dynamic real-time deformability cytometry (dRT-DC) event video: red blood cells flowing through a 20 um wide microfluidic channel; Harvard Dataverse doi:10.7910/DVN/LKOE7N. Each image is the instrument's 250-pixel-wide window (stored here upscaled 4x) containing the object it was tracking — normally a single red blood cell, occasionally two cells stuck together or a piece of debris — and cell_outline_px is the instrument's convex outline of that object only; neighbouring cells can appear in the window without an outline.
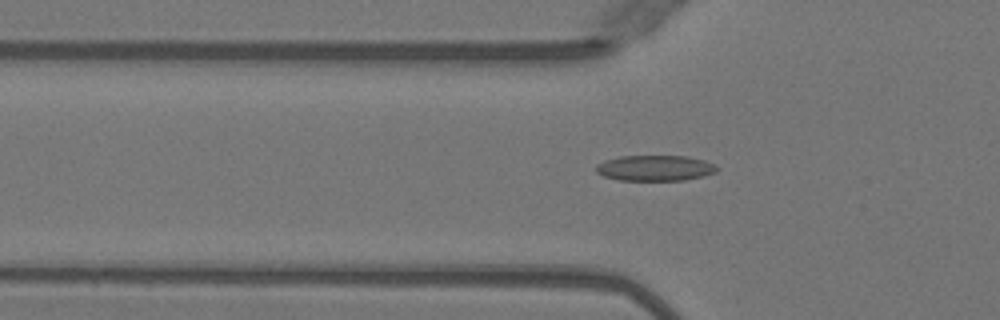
{"species": "Egyptian fruit bat (a non-hibernating species)", "species_latin": "Rousettus aegyptiacus", "temperature_condition": "warm", "stored_images_in_passage": 48, "segment_of_instrument_passage": [1, 2], "camera_frame_rate_fps": 3000, "um_per_image_px": 0.085, "animal": {"sex": "female"}, "frame": {"image": 1, "passage_image": 13, "time_ms": 4.0, "image_size_px": [1000, 320], "cell_outline_px": [[720, 168], [716, 172], [704, 176], [684, 180], [620, 180], [604, 176], [596, 172], [596, 164], [604, 160], [620, 156], [688, 156], [704, 160], [716, 164]], "centroid_in_image_um": [55.71, 14.28], "position_along_channel_um": 70.1, "area_um2": 18.21}}
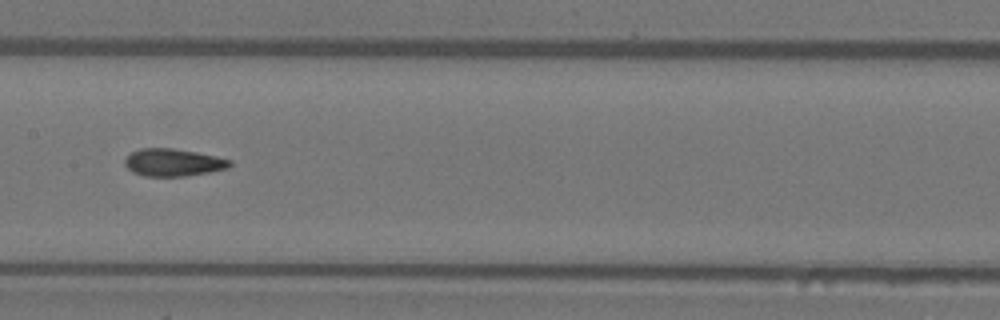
{"frame": {"image": 2, "passage_image": 22, "time_ms": 7.0, "image_size_px": [1000, 320], "cell_outline_px": [[232, 164], [228, 168], [208, 172], [184, 176], [144, 176], [132, 172], [124, 164], [124, 160], [132, 152], [140, 148], [172, 148], [196, 152], [216, 156], [232, 160]], "centroid_in_image_um": [14.72, 13.81], "position_along_channel_um": 192.7, "area_um2": 16.76}}
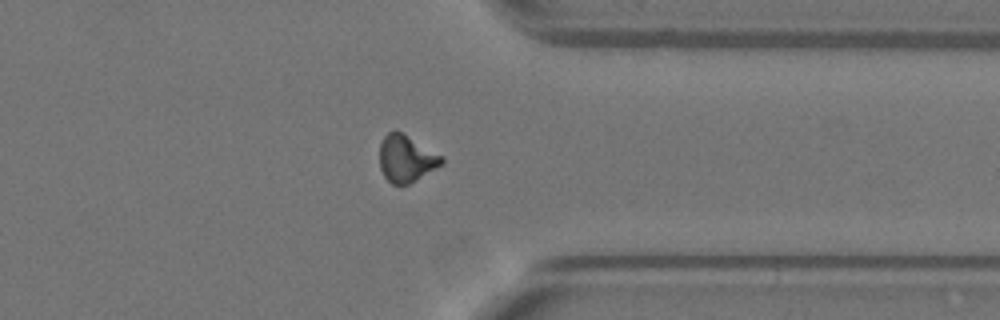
{"frame": {"image": 3, "passage_image": 36, "time_ms": 11.667, "image_size_px": [1000, 320], "cell_outline_px": [[444, 164], [416, 180], [408, 184], [392, 184], [384, 176], [380, 168], [380, 144], [384, 136], [388, 132], [400, 132], [444, 156]], "centroid_in_image_um": [34.55, 13.5], "position_along_channel_um": 376.8, "area_um2": 16.82}}